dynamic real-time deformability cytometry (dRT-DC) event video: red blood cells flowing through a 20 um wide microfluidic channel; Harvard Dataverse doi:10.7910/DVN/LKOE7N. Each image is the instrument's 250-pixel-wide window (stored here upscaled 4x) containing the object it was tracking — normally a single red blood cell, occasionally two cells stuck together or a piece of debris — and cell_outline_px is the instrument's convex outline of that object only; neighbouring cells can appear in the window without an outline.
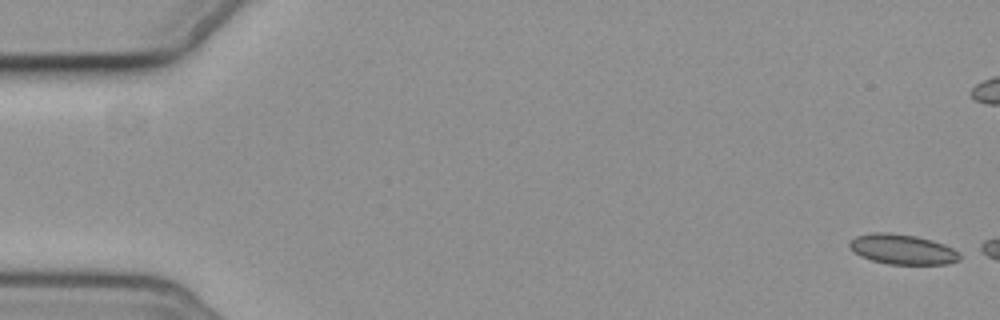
{"species": "common noctule bat (a hibernating species)", "species_latin": "Nyctalus noctula", "temperature_condition": "cold", "stored_images_in_passage": 3, "camera_frame_rate_fps": 3000, "um_per_image_px": 0.085, "animal": {"sex": "female", "body_mass_g": 19.3, "forearm_length_mm": 54.1}, "frame": {"image": 1, "passage_image": 1, "time_ms": 0.0, "image_size_px": [1000, 320], "cell_outline_px": [[960, 260], [948, 264], [888, 264], [872, 260], [860, 256], [852, 252], [848, 244], [848, 240], [856, 236], [876, 232], [884, 232], [912, 236], [944, 244], [952, 248], [960, 256]], "centroid_in_image_um": [76.64, 21.2], "position_along_channel_um": 8.4, "area_um2": 19.07}}